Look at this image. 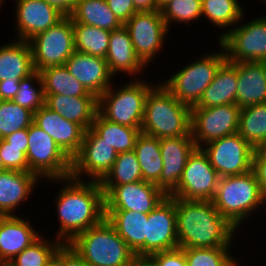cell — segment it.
I'll return each instance as SVG.
<instances>
[{"mask_svg": "<svg viewBox=\"0 0 266 266\" xmlns=\"http://www.w3.org/2000/svg\"><path fill=\"white\" fill-rule=\"evenodd\" d=\"M49 181L62 185L54 196L59 223L55 239L69 244L78 234L99 224L105 218L104 193L100 182L78 180L71 176Z\"/></svg>", "mask_w": 266, "mask_h": 266, "instance_id": "6da1fadb", "label": "cell"}, {"mask_svg": "<svg viewBox=\"0 0 266 266\" xmlns=\"http://www.w3.org/2000/svg\"><path fill=\"white\" fill-rule=\"evenodd\" d=\"M175 209L179 248L234 246L238 230L219 213L212 201L175 197Z\"/></svg>", "mask_w": 266, "mask_h": 266, "instance_id": "7a4b0ae2", "label": "cell"}, {"mask_svg": "<svg viewBox=\"0 0 266 266\" xmlns=\"http://www.w3.org/2000/svg\"><path fill=\"white\" fill-rule=\"evenodd\" d=\"M141 133L156 138L191 134V107L178 101L160 81L149 91Z\"/></svg>", "mask_w": 266, "mask_h": 266, "instance_id": "3957f363", "label": "cell"}, {"mask_svg": "<svg viewBox=\"0 0 266 266\" xmlns=\"http://www.w3.org/2000/svg\"><path fill=\"white\" fill-rule=\"evenodd\" d=\"M68 245L89 266H135L137 260L106 218L78 234Z\"/></svg>", "mask_w": 266, "mask_h": 266, "instance_id": "277c9868", "label": "cell"}, {"mask_svg": "<svg viewBox=\"0 0 266 266\" xmlns=\"http://www.w3.org/2000/svg\"><path fill=\"white\" fill-rule=\"evenodd\" d=\"M212 202L237 230L242 228L243 223L250 221L257 210L261 211L259 208L265 206L252 170L242 175L221 177Z\"/></svg>", "mask_w": 266, "mask_h": 266, "instance_id": "5b68a950", "label": "cell"}, {"mask_svg": "<svg viewBox=\"0 0 266 266\" xmlns=\"http://www.w3.org/2000/svg\"><path fill=\"white\" fill-rule=\"evenodd\" d=\"M217 52L212 50L203 56L194 58L186 66L178 68V71L165 80H160L161 84L181 103L191 108L195 106L204 90L212 83L219 67L226 61V53L223 46L218 42Z\"/></svg>", "mask_w": 266, "mask_h": 266, "instance_id": "8992f818", "label": "cell"}, {"mask_svg": "<svg viewBox=\"0 0 266 266\" xmlns=\"http://www.w3.org/2000/svg\"><path fill=\"white\" fill-rule=\"evenodd\" d=\"M114 83L98 98V112L108 121L141 127L146 97L157 83L146 81L142 75L117 88Z\"/></svg>", "mask_w": 266, "mask_h": 266, "instance_id": "52a82bcc", "label": "cell"}, {"mask_svg": "<svg viewBox=\"0 0 266 266\" xmlns=\"http://www.w3.org/2000/svg\"><path fill=\"white\" fill-rule=\"evenodd\" d=\"M28 172L41 180L71 176L72 160L45 131L32 123L28 127Z\"/></svg>", "mask_w": 266, "mask_h": 266, "instance_id": "ba28073f", "label": "cell"}, {"mask_svg": "<svg viewBox=\"0 0 266 266\" xmlns=\"http://www.w3.org/2000/svg\"><path fill=\"white\" fill-rule=\"evenodd\" d=\"M231 29L219 43L230 63L266 62V14L250 21L243 20ZM241 21L244 23L242 24Z\"/></svg>", "mask_w": 266, "mask_h": 266, "instance_id": "9c48e42d", "label": "cell"}, {"mask_svg": "<svg viewBox=\"0 0 266 266\" xmlns=\"http://www.w3.org/2000/svg\"><path fill=\"white\" fill-rule=\"evenodd\" d=\"M28 42L35 70L65 65L75 52L73 21L65 16L56 25L37 34Z\"/></svg>", "mask_w": 266, "mask_h": 266, "instance_id": "30bf717a", "label": "cell"}, {"mask_svg": "<svg viewBox=\"0 0 266 266\" xmlns=\"http://www.w3.org/2000/svg\"><path fill=\"white\" fill-rule=\"evenodd\" d=\"M136 55L148 67L164 48L169 29L160 10L138 11L125 24Z\"/></svg>", "mask_w": 266, "mask_h": 266, "instance_id": "8fae6325", "label": "cell"}, {"mask_svg": "<svg viewBox=\"0 0 266 266\" xmlns=\"http://www.w3.org/2000/svg\"><path fill=\"white\" fill-rule=\"evenodd\" d=\"M220 175L211 166L202 148H195L188 157L182 177L169 196L185 200L212 201Z\"/></svg>", "mask_w": 266, "mask_h": 266, "instance_id": "7c38bea8", "label": "cell"}, {"mask_svg": "<svg viewBox=\"0 0 266 266\" xmlns=\"http://www.w3.org/2000/svg\"><path fill=\"white\" fill-rule=\"evenodd\" d=\"M240 111L236 104L191 108V134L196 147L237 133Z\"/></svg>", "mask_w": 266, "mask_h": 266, "instance_id": "4fadbf2b", "label": "cell"}, {"mask_svg": "<svg viewBox=\"0 0 266 266\" xmlns=\"http://www.w3.org/2000/svg\"><path fill=\"white\" fill-rule=\"evenodd\" d=\"M201 148L220 177L242 175L252 170L255 148L238 133L211 141Z\"/></svg>", "mask_w": 266, "mask_h": 266, "instance_id": "5bb4252c", "label": "cell"}, {"mask_svg": "<svg viewBox=\"0 0 266 266\" xmlns=\"http://www.w3.org/2000/svg\"><path fill=\"white\" fill-rule=\"evenodd\" d=\"M116 158L114 148L90 127L84 132L80 151L72 159L71 177L100 182L111 170Z\"/></svg>", "mask_w": 266, "mask_h": 266, "instance_id": "9a60e30c", "label": "cell"}, {"mask_svg": "<svg viewBox=\"0 0 266 266\" xmlns=\"http://www.w3.org/2000/svg\"><path fill=\"white\" fill-rule=\"evenodd\" d=\"M101 188L104 193L105 211L149 214L168 196L156 184L143 180Z\"/></svg>", "mask_w": 266, "mask_h": 266, "instance_id": "2e32d148", "label": "cell"}, {"mask_svg": "<svg viewBox=\"0 0 266 266\" xmlns=\"http://www.w3.org/2000/svg\"><path fill=\"white\" fill-rule=\"evenodd\" d=\"M178 247L175 197L168 195L148 214L145 258H148L153 253Z\"/></svg>", "mask_w": 266, "mask_h": 266, "instance_id": "e0dca14e", "label": "cell"}, {"mask_svg": "<svg viewBox=\"0 0 266 266\" xmlns=\"http://www.w3.org/2000/svg\"><path fill=\"white\" fill-rule=\"evenodd\" d=\"M14 26L16 40L29 41L56 25L65 16L43 0H16Z\"/></svg>", "mask_w": 266, "mask_h": 266, "instance_id": "ac0fdd59", "label": "cell"}, {"mask_svg": "<svg viewBox=\"0 0 266 266\" xmlns=\"http://www.w3.org/2000/svg\"><path fill=\"white\" fill-rule=\"evenodd\" d=\"M196 148L192 135L160 139L163 169L160 189L169 195L178 185L188 157Z\"/></svg>", "mask_w": 266, "mask_h": 266, "instance_id": "d6986e66", "label": "cell"}, {"mask_svg": "<svg viewBox=\"0 0 266 266\" xmlns=\"http://www.w3.org/2000/svg\"><path fill=\"white\" fill-rule=\"evenodd\" d=\"M33 123L49 134L71 160L80 151L85 130L79 124L63 118L45 105L34 113Z\"/></svg>", "mask_w": 266, "mask_h": 266, "instance_id": "ffe728a7", "label": "cell"}, {"mask_svg": "<svg viewBox=\"0 0 266 266\" xmlns=\"http://www.w3.org/2000/svg\"><path fill=\"white\" fill-rule=\"evenodd\" d=\"M65 67L90 93L99 98L113 84L115 78L104 58L75 51Z\"/></svg>", "mask_w": 266, "mask_h": 266, "instance_id": "44dd1931", "label": "cell"}, {"mask_svg": "<svg viewBox=\"0 0 266 266\" xmlns=\"http://www.w3.org/2000/svg\"><path fill=\"white\" fill-rule=\"evenodd\" d=\"M19 215L0 216V264H8L43 234L29 218Z\"/></svg>", "mask_w": 266, "mask_h": 266, "instance_id": "7402d4cb", "label": "cell"}, {"mask_svg": "<svg viewBox=\"0 0 266 266\" xmlns=\"http://www.w3.org/2000/svg\"><path fill=\"white\" fill-rule=\"evenodd\" d=\"M41 181L33 172H0V216H16V209L25 205Z\"/></svg>", "mask_w": 266, "mask_h": 266, "instance_id": "603a6c76", "label": "cell"}, {"mask_svg": "<svg viewBox=\"0 0 266 266\" xmlns=\"http://www.w3.org/2000/svg\"><path fill=\"white\" fill-rule=\"evenodd\" d=\"M105 60L114 77L118 74H128L127 76H134L137 79V75L144 74V70L147 69V66L136 55L129 32L124 25L111 31Z\"/></svg>", "mask_w": 266, "mask_h": 266, "instance_id": "cb8c5ba5", "label": "cell"}, {"mask_svg": "<svg viewBox=\"0 0 266 266\" xmlns=\"http://www.w3.org/2000/svg\"><path fill=\"white\" fill-rule=\"evenodd\" d=\"M237 69L236 105L266 103V62L231 63Z\"/></svg>", "mask_w": 266, "mask_h": 266, "instance_id": "d4e9b609", "label": "cell"}, {"mask_svg": "<svg viewBox=\"0 0 266 266\" xmlns=\"http://www.w3.org/2000/svg\"><path fill=\"white\" fill-rule=\"evenodd\" d=\"M106 220L128 244L137 258H145V236L148 214L134 211H105Z\"/></svg>", "mask_w": 266, "mask_h": 266, "instance_id": "484cf974", "label": "cell"}, {"mask_svg": "<svg viewBox=\"0 0 266 266\" xmlns=\"http://www.w3.org/2000/svg\"><path fill=\"white\" fill-rule=\"evenodd\" d=\"M45 106L86 131L92 126L98 112V98L45 95Z\"/></svg>", "mask_w": 266, "mask_h": 266, "instance_id": "4316f807", "label": "cell"}, {"mask_svg": "<svg viewBox=\"0 0 266 266\" xmlns=\"http://www.w3.org/2000/svg\"><path fill=\"white\" fill-rule=\"evenodd\" d=\"M34 71L29 42L14 39L0 45V81L12 78L21 80Z\"/></svg>", "mask_w": 266, "mask_h": 266, "instance_id": "83f0119b", "label": "cell"}, {"mask_svg": "<svg viewBox=\"0 0 266 266\" xmlns=\"http://www.w3.org/2000/svg\"><path fill=\"white\" fill-rule=\"evenodd\" d=\"M237 88V69L226 60L219 67L212 83L204 90L199 102L192 108L236 104Z\"/></svg>", "mask_w": 266, "mask_h": 266, "instance_id": "f1b7e54d", "label": "cell"}, {"mask_svg": "<svg viewBox=\"0 0 266 266\" xmlns=\"http://www.w3.org/2000/svg\"><path fill=\"white\" fill-rule=\"evenodd\" d=\"M239 3L238 0H202V19L206 18L214 28L224 30L216 37L218 42L240 22L245 13L244 5Z\"/></svg>", "mask_w": 266, "mask_h": 266, "instance_id": "f546056e", "label": "cell"}, {"mask_svg": "<svg viewBox=\"0 0 266 266\" xmlns=\"http://www.w3.org/2000/svg\"><path fill=\"white\" fill-rule=\"evenodd\" d=\"M69 17L73 22L99 27L108 31L123 26L105 0H79Z\"/></svg>", "mask_w": 266, "mask_h": 266, "instance_id": "4dcf8cb0", "label": "cell"}, {"mask_svg": "<svg viewBox=\"0 0 266 266\" xmlns=\"http://www.w3.org/2000/svg\"><path fill=\"white\" fill-rule=\"evenodd\" d=\"M44 95H65L74 97H96L90 93L65 65L49 66L40 70Z\"/></svg>", "mask_w": 266, "mask_h": 266, "instance_id": "1f68e13d", "label": "cell"}, {"mask_svg": "<svg viewBox=\"0 0 266 266\" xmlns=\"http://www.w3.org/2000/svg\"><path fill=\"white\" fill-rule=\"evenodd\" d=\"M91 128L118 153L134 150L141 127L120 125L105 119L99 112L95 115Z\"/></svg>", "mask_w": 266, "mask_h": 266, "instance_id": "d6a6232c", "label": "cell"}, {"mask_svg": "<svg viewBox=\"0 0 266 266\" xmlns=\"http://www.w3.org/2000/svg\"><path fill=\"white\" fill-rule=\"evenodd\" d=\"M134 151L143 181L156 184L160 188V174L163 169L160 139L141 133L135 142Z\"/></svg>", "mask_w": 266, "mask_h": 266, "instance_id": "836d02e7", "label": "cell"}, {"mask_svg": "<svg viewBox=\"0 0 266 266\" xmlns=\"http://www.w3.org/2000/svg\"><path fill=\"white\" fill-rule=\"evenodd\" d=\"M237 133L253 148H266V103L241 108Z\"/></svg>", "mask_w": 266, "mask_h": 266, "instance_id": "e575fe53", "label": "cell"}, {"mask_svg": "<svg viewBox=\"0 0 266 266\" xmlns=\"http://www.w3.org/2000/svg\"><path fill=\"white\" fill-rule=\"evenodd\" d=\"M75 51L92 56L106 57L111 31L73 22Z\"/></svg>", "mask_w": 266, "mask_h": 266, "instance_id": "d590c367", "label": "cell"}, {"mask_svg": "<svg viewBox=\"0 0 266 266\" xmlns=\"http://www.w3.org/2000/svg\"><path fill=\"white\" fill-rule=\"evenodd\" d=\"M143 180L134 150L118 153L111 170L100 181L101 186H118Z\"/></svg>", "mask_w": 266, "mask_h": 266, "instance_id": "8d00e7d4", "label": "cell"}, {"mask_svg": "<svg viewBox=\"0 0 266 266\" xmlns=\"http://www.w3.org/2000/svg\"><path fill=\"white\" fill-rule=\"evenodd\" d=\"M47 236L41 235L30 246L26 247L9 263V266H45L55 257L56 252L63 243L58 239L50 240ZM54 240V241H53Z\"/></svg>", "mask_w": 266, "mask_h": 266, "instance_id": "74e56055", "label": "cell"}, {"mask_svg": "<svg viewBox=\"0 0 266 266\" xmlns=\"http://www.w3.org/2000/svg\"><path fill=\"white\" fill-rule=\"evenodd\" d=\"M170 32V26L191 24L202 20V0H170L160 9Z\"/></svg>", "mask_w": 266, "mask_h": 266, "instance_id": "f35d334b", "label": "cell"}, {"mask_svg": "<svg viewBox=\"0 0 266 266\" xmlns=\"http://www.w3.org/2000/svg\"><path fill=\"white\" fill-rule=\"evenodd\" d=\"M231 247L183 248L187 266H239ZM231 252V253H230Z\"/></svg>", "mask_w": 266, "mask_h": 266, "instance_id": "ab89813d", "label": "cell"}, {"mask_svg": "<svg viewBox=\"0 0 266 266\" xmlns=\"http://www.w3.org/2000/svg\"><path fill=\"white\" fill-rule=\"evenodd\" d=\"M36 84V85H35ZM13 101L33 113L45 105V95L40 71L35 70L19 82V90Z\"/></svg>", "mask_w": 266, "mask_h": 266, "instance_id": "60d3db41", "label": "cell"}, {"mask_svg": "<svg viewBox=\"0 0 266 266\" xmlns=\"http://www.w3.org/2000/svg\"><path fill=\"white\" fill-rule=\"evenodd\" d=\"M34 120V113L15 103L3 100L0 107V139L13 132L28 128Z\"/></svg>", "mask_w": 266, "mask_h": 266, "instance_id": "b9f144b4", "label": "cell"}, {"mask_svg": "<svg viewBox=\"0 0 266 266\" xmlns=\"http://www.w3.org/2000/svg\"><path fill=\"white\" fill-rule=\"evenodd\" d=\"M0 155L6 170L28 172V160L24 147L9 146L4 139H0Z\"/></svg>", "mask_w": 266, "mask_h": 266, "instance_id": "7bdbcfd3", "label": "cell"}, {"mask_svg": "<svg viewBox=\"0 0 266 266\" xmlns=\"http://www.w3.org/2000/svg\"><path fill=\"white\" fill-rule=\"evenodd\" d=\"M252 171L256 176L260 195L266 206V148L254 150L252 157Z\"/></svg>", "mask_w": 266, "mask_h": 266, "instance_id": "ee69618b", "label": "cell"}, {"mask_svg": "<svg viewBox=\"0 0 266 266\" xmlns=\"http://www.w3.org/2000/svg\"><path fill=\"white\" fill-rule=\"evenodd\" d=\"M156 266H187L183 248L160 251L148 257Z\"/></svg>", "mask_w": 266, "mask_h": 266, "instance_id": "f6af8a7d", "label": "cell"}, {"mask_svg": "<svg viewBox=\"0 0 266 266\" xmlns=\"http://www.w3.org/2000/svg\"><path fill=\"white\" fill-rule=\"evenodd\" d=\"M110 10L124 25L138 10L132 0H105Z\"/></svg>", "mask_w": 266, "mask_h": 266, "instance_id": "bcb514c9", "label": "cell"}, {"mask_svg": "<svg viewBox=\"0 0 266 266\" xmlns=\"http://www.w3.org/2000/svg\"><path fill=\"white\" fill-rule=\"evenodd\" d=\"M59 264L60 266H89L68 244H63L59 249Z\"/></svg>", "mask_w": 266, "mask_h": 266, "instance_id": "7dc6e473", "label": "cell"}, {"mask_svg": "<svg viewBox=\"0 0 266 266\" xmlns=\"http://www.w3.org/2000/svg\"><path fill=\"white\" fill-rule=\"evenodd\" d=\"M9 146L24 147V153L28 151V128H23L3 138Z\"/></svg>", "mask_w": 266, "mask_h": 266, "instance_id": "c3c4849f", "label": "cell"}, {"mask_svg": "<svg viewBox=\"0 0 266 266\" xmlns=\"http://www.w3.org/2000/svg\"><path fill=\"white\" fill-rule=\"evenodd\" d=\"M19 82L20 80L16 78L0 81V99L13 100L19 90Z\"/></svg>", "mask_w": 266, "mask_h": 266, "instance_id": "681fc988", "label": "cell"}, {"mask_svg": "<svg viewBox=\"0 0 266 266\" xmlns=\"http://www.w3.org/2000/svg\"><path fill=\"white\" fill-rule=\"evenodd\" d=\"M45 3L52 5L64 16H70L79 0H43Z\"/></svg>", "mask_w": 266, "mask_h": 266, "instance_id": "f907efd6", "label": "cell"}, {"mask_svg": "<svg viewBox=\"0 0 266 266\" xmlns=\"http://www.w3.org/2000/svg\"><path fill=\"white\" fill-rule=\"evenodd\" d=\"M138 11H154L159 10L155 4V0H132Z\"/></svg>", "mask_w": 266, "mask_h": 266, "instance_id": "816d5d0a", "label": "cell"}, {"mask_svg": "<svg viewBox=\"0 0 266 266\" xmlns=\"http://www.w3.org/2000/svg\"><path fill=\"white\" fill-rule=\"evenodd\" d=\"M136 266H156L149 258H137Z\"/></svg>", "mask_w": 266, "mask_h": 266, "instance_id": "f5cc1de1", "label": "cell"}, {"mask_svg": "<svg viewBox=\"0 0 266 266\" xmlns=\"http://www.w3.org/2000/svg\"><path fill=\"white\" fill-rule=\"evenodd\" d=\"M45 266H60L59 264V250L56 252L55 257L51 259Z\"/></svg>", "mask_w": 266, "mask_h": 266, "instance_id": "db71d44e", "label": "cell"}, {"mask_svg": "<svg viewBox=\"0 0 266 266\" xmlns=\"http://www.w3.org/2000/svg\"><path fill=\"white\" fill-rule=\"evenodd\" d=\"M170 0H155L157 8L160 10L164 5H166Z\"/></svg>", "mask_w": 266, "mask_h": 266, "instance_id": "11a10c76", "label": "cell"}, {"mask_svg": "<svg viewBox=\"0 0 266 266\" xmlns=\"http://www.w3.org/2000/svg\"><path fill=\"white\" fill-rule=\"evenodd\" d=\"M6 169L4 168V164H3V160L2 157L0 155V172L5 171Z\"/></svg>", "mask_w": 266, "mask_h": 266, "instance_id": "9f6ffc18", "label": "cell"}, {"mask_svg": "<svg viewBox=\"0 0 266 266\" xmlns=\"http://www.w3.org/2000/svg\"><path fill=\"white\" fill-rule=\"evenodd\" d=\"M0 266H9L8 264H0Z\"/></svg>", "mask_w": 266, "mask_h": 266, "instance_id": "6f0895ef", "label": "cell"}]
</instances>
